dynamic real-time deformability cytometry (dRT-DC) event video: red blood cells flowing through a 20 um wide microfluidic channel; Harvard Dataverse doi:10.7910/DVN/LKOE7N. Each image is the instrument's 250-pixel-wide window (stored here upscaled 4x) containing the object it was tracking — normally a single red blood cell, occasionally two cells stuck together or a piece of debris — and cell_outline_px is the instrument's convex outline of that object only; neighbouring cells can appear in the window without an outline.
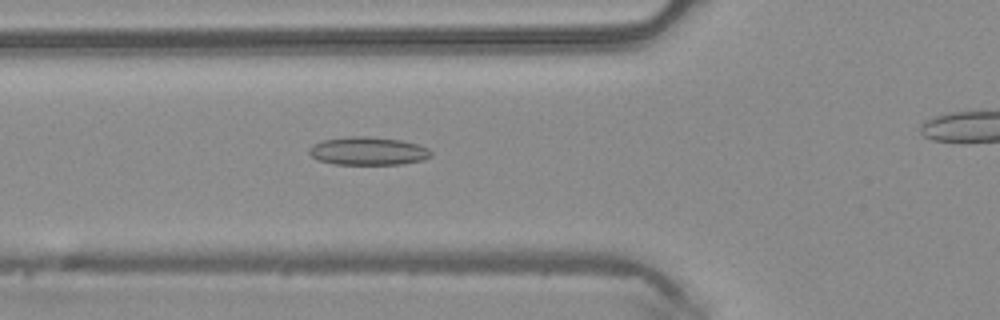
{"species": "common noctule bat (a hibernating species)", "species_latin": "Nyctalus noctula", "temperature_condition": "warm", "stored_images_in_passage": 37, "camera_frame_rate_fps": 3000, "um_per_image_px": 0.085, "animal": {"sex": "male", "body_mass_g": 20.4}, "frame": {"image": 1, "passage_image": 14, "time_ms": 4.333, "image_size_px": [1000, 320], "cell_outline_px": [[432, 156], [424, 160], [404, 164], [332, 164], [316, 160], [308, 152], [308, 148], [312, 144], [324, 140], [348, 136], [368, 136], [400, 140], [416, 144], [428, 148], [432, 152]], "centroid_in_image_um": [31.27, 12.84], "position_along_channel_um": 94.5, "area_um2": 20.17}}
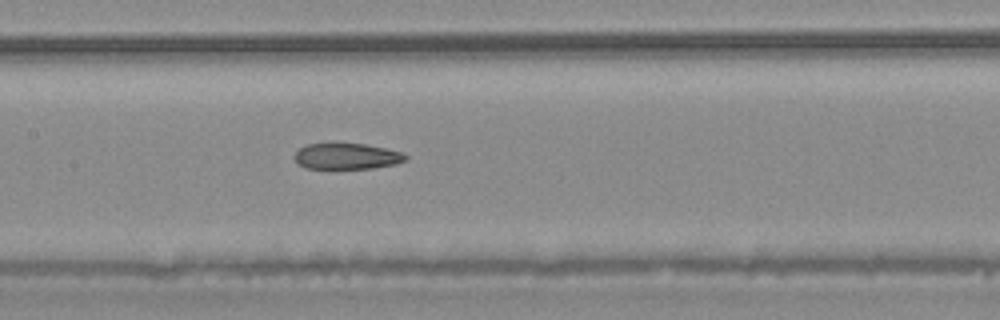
{"frame": {"image": 2, "passage_image": 20, "time_ms": 6.333, "image_size_px": [1000, 320], "cell_outline_px": [[408, 160], [396, 164], [372, 168], [304, 168], [292, 156], [300, 148], [308, 144], [364, 144], [404, 152], [408, 156]], "centroid_in_image_um": [29.52, 13.29], "position_along_channel_um": 177.9, "area_um2": 16.7}}
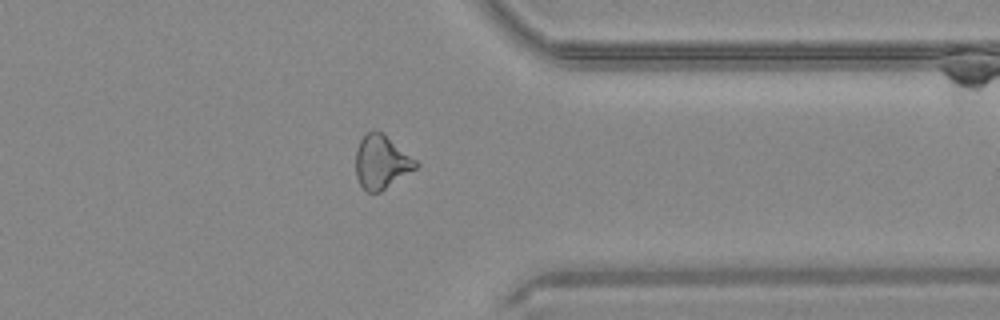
{"frame": {"image": 3, "passage_image": 35, "time_ms": 11.333, "image_size_px": [1000, 320], "cell_outline_px": [[420, 164], [416, 168], [380, 192], [368, 192], [360, 184], [356, 176], [356, 152], [360, 140], [368, 132], [384, 132], [416, 160]], "centroid_in_image_um": [32.43, 13.77], "position_along_channel_um": 379.0, "area_um2": 18.55}}